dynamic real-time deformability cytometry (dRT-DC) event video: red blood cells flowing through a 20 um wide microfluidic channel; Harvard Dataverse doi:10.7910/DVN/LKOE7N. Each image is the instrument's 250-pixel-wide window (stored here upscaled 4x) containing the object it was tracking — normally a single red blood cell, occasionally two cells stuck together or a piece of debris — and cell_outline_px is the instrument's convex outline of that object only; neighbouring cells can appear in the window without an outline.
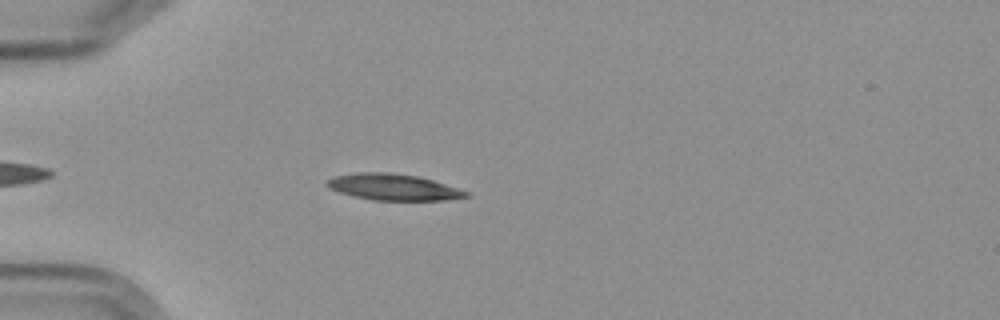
{"species": "Egyptian fruit bat (a non-hibernating species)", "species_latin": "Rousettus aegyptiacus", "temperature_condition": "cold", "stored_images_in_passage": 3, "camera_frame_rate_fps": 3000, "um_per_image_px": 0.085, "frame": {"image": 1, "passage_image": 3, "time_ms": 2.333, "image_size_px": [1000, 320], "cell_outline_px": [[472, 196], [444, 200], [376, 200], [356, 196], [340, 192], [328, 188], [324, 184], [328, 180], [336, 176], [356, 172], [388, 172], [420, 176], [468, 192]], "centroid_in_image_um": [33.43, 15.89], "position_along_channel_um": 51.6, "area_um2": 21.1}}